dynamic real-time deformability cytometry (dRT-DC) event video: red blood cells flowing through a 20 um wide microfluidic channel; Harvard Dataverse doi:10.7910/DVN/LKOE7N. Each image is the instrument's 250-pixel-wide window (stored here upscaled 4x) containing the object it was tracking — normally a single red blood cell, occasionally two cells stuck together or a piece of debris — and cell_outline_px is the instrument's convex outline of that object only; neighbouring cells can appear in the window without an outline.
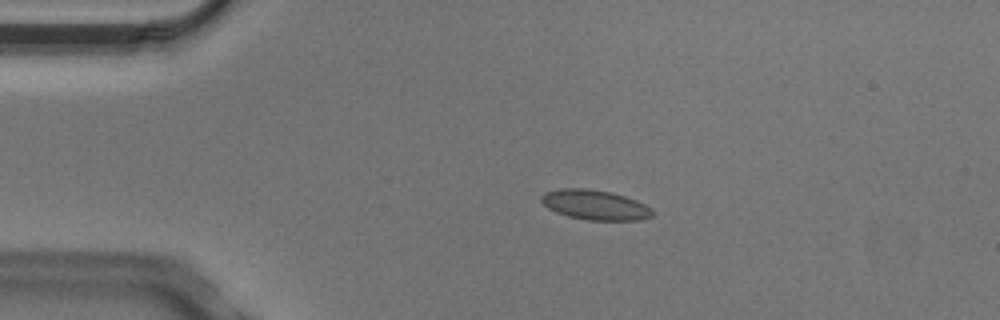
{"species": "Egyptian fruit bat (a non-hibernating species)", "species_latin": "Rousettus aegyptiacus", "temperature_condition": "cold", "stored_images_in_passage": 3, "camera_frame_rate_fps": 3000, "um_per_image_px": 0.085, "animal": {"sex": "male"}, "frame": {"image": 1, "passage_image": 3, "time_ms": 0.667, "image_size_px": [1000, 320], "cell_outline_px": [[652, 216], [644, 220], [588, 220], [568, 216], [556, 212], [548, 208], [540, 200], [540, 196], [544, 192], [560, 188], [588, 188], [612, 192], [636, 200], [652, 208]], "centroid_in_image_um": [50.56, 17.41], "position_along_channel_um": 34.4, "area_um2": 19.48}}